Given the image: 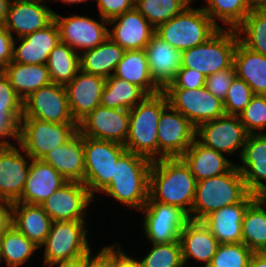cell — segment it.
I'll list each match as a JSON object with an SVG mask.
<instances>
[{
  "label": "cell",
  "mask_w": 266,
  "mask_h": 267,
  "mask_svg": "<svg viewBox=\"0 0 266 267\" xmlns=\"http://www.w3.org/2000/svg\"><path fill=\"white\" fill-rule=\"evenodd\" d=\"M88 267H112L111 264L98 252V255L89 263Z\"/></svg>",
  "instance_id": "obj_56"
},
{
  "label": "cell",
  "mask_w": 266,
  "mask_h": 267,
  "mask_svg": "<svg viewBox=\"0 0 266 267\" xmlns=\"http://www.w3.org/2000/svg\"><path fill=\"white\" fill-rule=\"evenodd\" d=\"M14 37L4 25H0V71H2L13 58Z\"/></svg>",
  "instance_id": "obj_52"
},
{
  "label": "cell",
  "mask_w": 266,
  "mask_h": 267,
  "mask_svg": "<svg viewBox=\"0 0 266 267\" xmlns=\"http://www.w3.org/2000/svg\"><path fill=\"white\" fill-rule=\"evenodd\" d=\"M21 150L20 145L0 147V200L10 204L20 200L30 169L31 157Z\"/></svg>",
  "instance_id": "obj_18"
},
{
  "label": "cell",
  "mask_w": 266,
  "mask_h": 267,
  "mask_svg": "<svg viewBox=\"0 0 266 267\" xmlns=\"http://www.w3.org/2000/svg\"><path fill=\"white\" fill-rule=\"evenodd\" d=\"M0 112H8L18 123L23 116V100L3 71H0Z\"/></svg>",
  "instance_id": "obj_46"
},
{
  "label": "cell",
  "mask_w": 266,
  "mask_h": 267,
  "mask_svg": "<svg viewBox=\"0 0 266 267\" xmlns=\"http://www.w3.org/2000/svg\"><path fill=\"white\" fill-rule=\"evenodd\" d=\"M54 13L46 2L11 0L4 26L12 36L24 37L48 26Z\"/></svg>",
  "instance_id": "obj_20"
},
{
  "label": "cell",
  "mask_w": 266,
  "mask_h": 267,
  "mask_svg": "<svg viewBox=\"0 0 266 267\" xmlns=\"http://www.w3.org/2000/svg\"><path fill=\"white\" fill-rule=\"evenodd\" d=\"M50 1H61V2H64V3H69V4H78V3H84V2H87L88 0H50Z\"/></svg>",
  "instance_id": "obj_59"
},
{
  "label": "cell",
  "mask_w": 266,
  "mask_h": 267,
  "mask_svg": "<svg viewBox=\"0 0 266 267\" xmlns=\"http://www.w3.org/2000/svg\"><path fill=\"white\" fill-rule=\"evenodd\" d=\"M151 164V160L126 150L116 162L112 181L100 194L140 211L149 196Z\"/></svg>",
  "instance_id": "obj_2"
},
{
  "label": "cell",
  "mask_w": 266,
  "mask_h": 267,
  "mask_svg": "<svg viewBox=\"0 0 266 267\" xmlns=\"http://www.w3.org/2000/svg\"><path fill=\"white\" fill-rule=\"evenodd\" d=\"M28 1H39V2H47L49 0H28Z\"/></svg>",
  "instance_id": "obj_60"
},
{
  "label": "cell",
  "mask_w": 266,
  "mask_h": 267,
  "mask_svg": "<svg viewBox=\"0 0 266 267\" xmlns=\"http://www.w3.org/2000/svg\"><path fill=\"white\" fill-rule=\"evenodd\" d=\"M196 183L189 166L181 157L152 161L148 201L179 207L190 216Z\"/></svg>",
  "instance_id": "obj_1"
},
{
  "label": "cell",
  "mask_w": 266,
  "mask_h": 267,
  "mask_svg": "<svg viewBox=\"0 0 266 267\" xmlns=\"http://www.w3.org/2000/svg\"><path fill=\"white\" fill-rule=\"evenodd\" d=\"M105 83L106 79L102 76L89 74L80 69L77 75L65 86L69 108L77 123L100 105Z\"/></svg>",
  "instance_id": "obj_22"
},
{
  "label": "cell",
  "mask_w": 266,
  "mask_h": 267,
  "mask_svg": "<svg viewBox=\"0 0 266 267\" xmlns=\"http://www.w3.org/2000/svg\"><path fill=\"white\" fill-rule=\"evenodd\" d=\"M235 77V69L234 66H232L229 69L218 71L206 77L205 87L214 96L220 98L223 101Z\"/></svg>",
  "instance_id": "obj_47"
},
{
  "label": "cell",
  "mask_w": 266,
  "mask_h": 267,
  "mask_svg": "<svg viewBox=\"0 0 266 267\" xmlns=\"http://www.w3.org/2000/svg\"><path fill=\"white\" fill-rule=\"evenodd\" d=\"M39 247L10 224L0 235V264L19 267L30 260Z\"/></svg>",
  "instance_id": "obj_36"
},
{
  "label": "cell",
  "mask_w": 266,
  "mask_h": 267,
  "mask_svg": "<svg viewBox=\"0 0 266 267\" xmlns=\"http://www.w3.org/2000/svg\"><path fill=\"white\" fill-rule=\"evenodd\" d=\"M18 129L19 123L8 112H0V147L14 145L6 138L18 141Z\"/></svg>",
  "instance_id": "obj_51"
},
{
  "label": "cell",
  "mask_w": 266,
  "mask_h": 267,
  "mask_svg": "<svg viewBox=\"0 0 266 267\" xmlns=\"http://www.w3.org/2000/svg\"><path fill=\"white\" fill-rule=\"evenodd\" d=\"M96 199L83 182L67 181L40 206L52 221H86V209Z\"/></svg>",
  "instance_id": "obj_16"
},
{
  "label": "cell",
  "mask_w": 266,
  "mask_h": 267,
  "mask_svg": "<svg viewBox=\"0 0 266 267\" xmlns=\"http://www.w3.org/2000/svg\"><path fill=\"white\" fill-rule=\"evenodd\" d=\"M169 105L183 114L196 128L225 115L223 101L205 86L198 89L165 88Z\"/></svg>",
  "instance_id": "obj_10"
},
{
  "label": "cell",
  "mask_w": 266,
  "mask_h": 267,
  "mask_svg": "<svg viewBox=\"0 0 266 267\" xmlns=\"http://www.w3.org/2000/svg\"><path fill=\"white\" fill-rule=\"evenodd\" d=\"M120 244H111L99 249V253L112 267H142L140 260L127 256Z\"/></svg>",
  "instance_id": "obj_49"
},
{
  "label": "cell",
  "mask_w": 266,
  "mask_h": 267,
  "mask_svg": "<svg viewBox=\"0 0 266 267\" xmlns=\"http://www.w3.org/2000/svg\"><path fill=\"white\" fill-rule=\"evenodd\" d=\"M11 224V204L0 200V235Z\"/></svg>",
  "instance_id": "obj_54"
},
{
  "label": "cell",
  "mask_w": 266,
  "mask_h": 267,
  "mask_svg": "<svg viewBox=\"0 0 266 267\" xmlns=\"http://www.w3.org/2000/svg\"><path fill=\"white\" fill-rule=\"evenodd\" d=\"M181 158L189 166L196 181L224 174L235 165L222 153L206 147L197 139H195Z\"/></svg>",
  "instance_id": "obj_30"
},
{
  "label": "cell",
  "mask_w": 266,
  "mask_h": 267,
  "mask_svg": "<svg viewBox=\"0 0 266 267\" xmlns=\"http://www.w3.org/2000/svg\"><path fill=\"white\" fill-rule=\"evenodd\" d=\"M57 170L66 181L84 183L85 158L83 136L77 132L66 144L48 152L42 159Z\"/></svg>",
  "instance_id": "obj_28"
},
{
  "label": "cell",
  "mask_w": 266,
  "mask_h": 267,
  "mask_svg": "<svg viewBox=\"0 0 266 267\" xmlns=\"http://www.w3.org/2000/svg\"><path fill=\"white\" fill-rule=\"evenodd\" d=\"M235 30L243 46L266 56V7H253Z\"/></svg>",
  "instance_id": "obj_39"
},
{
  "label": "cell",
  "mask_w": 266,
  "mask_h": 267,
  "mask_svg": "<svg viewBox=\"0 0 266 267\" xmlns=\"http://www.w3.org/2000/svg\"><path fill=\"white\" fill-rule=\"evenodd\" d=\"M129 124V110L99 105L78 123V132L84 137L125 145Z\"/></svg>",
  "instance_id": "obj_17"
},
{
  "label": "cell",
  "mask_w": 266,
  "mask_h": 267,
  "mask_svg": "<svg viewBox=\"0 0 266 267\" xmlns=\"http://www.w3.org/2000/svg\"><path fill=\"white\" fill-rule=\"evenodd\" d=\"M85 221H53L45 242L44 265L50 266L59 262L79 258L92 249L88 243Z\"/></svg>",
  "instance_id": "obj_8"
},
{
  "label": "cell",
  "mask_w": 266,
  "mask_h": 267,
  "mask_svg": "<svg viewBox=\"0 0 266 267\" xmlns=\"http://www.w3.org/2000/svg\"><path fill=\"white\" fill-rule=\"evenodd\" d=\"M248 267H266V252L253 253Z\"/></svg>",
  "instance_id": "obj_55"
},
{
  "label": "cell",
  "mask_w": 266,
  "mask_h": 267,
  "mask_svg": "<svg viewBox=\"0 0 266 267\" xmlns=\"http://www.w3.org/2000/svg\"><path fill=\"white\" fill-rule=\"evenodd\" d=\"M146 96L147 94L140 87L112 75L106 78L100 106L130 110Z\"/></svg>",
  "instance_id": "obj_37"
},
{
  "label": "cell",
  "mask_w": 266,
  "mask_h": 267,
  "mask_svg": "<svg viewBox=\"0 0 266 267\" xmlns=\"http://www.w3.org/2000/svg\"><path fill=\"white\" fill-rule=\"evenodd\" d=\"M78 132V123H51L21 118L18 141L31 159H42L48 152L66 144Z\"/></svg>",
  "instance_id": "obj_7"
},
{
  "label": "cell",
  "mask_w": 266,
  "mask_h": 267,
  "mask_svg": "<svg viewBox=\"0 0 266 267\" xmlns=\"http://www.w3.org/2000/svg\"><path fill=\"white\" fill-rule=\"evenodd\" d=\"M152 245L140 260L142 267H185L180 241Z\"/></svg>",
  "instance_id": "obj_42"
},
{
  "label": "cell",
  "mask_w": 266,
  "mask_h": 267,
  "mask_svg": "<svg viewBox=\"0 0 266 267\" xmlns=\"http://www.w3.org/2000/svg\"><path fill=\"white\" fill-rule=\"evenodd\" d=\"M207 6L202 7L205 13L219 27L217 20H221L228 29H236L254 7L249 0H205Z\"/></svg>",
  "instance_id": "obj_40"
},
{
  "label": "cell",
  "mask_w": 266,
  "mask_h": 267,
  "mask_svg": "<svg viewBox=\"0 0 266 267\" xmlns=\"http://www.w3.org/2000/svg\"><path fill=\"white\" fill-rule=\"evenodd\" d=\"M240 160L236 166L248 192L266 200V134H248Z\"/></svg>",
  "instance_id": "obj_19"
},
{
  "label": "cell",
  "mask_w": 266,
  "mask_h": 267,
  "mask_svg": "<svg viewBox=\"0 0 266 267\" xmlns=\"http://www.w3.org/2000/svg\"><path fill=\"white\" fill-rule=\"evenodd\" d=\"M193 0H135V9L156 29L182 12Z\"/></svg>",
  "instance_id": "obj_41"
},
{
  "label": "cell",
  "mask_w": 266,
  "mask_h": 267,
  "mask_svg": "<svg viewBox=\"0 0 266 267\" xmlns=\"http://www.w3.org/2000/svg\"><path fill=\"white\" fill-rule=\"evenodd\" d=\"M46 65L52 83L66 86L80 70V54L59 42L49 53Z\"/></svg>",
  "instance_id": "obj_38"
},
{
  "label": "cell",
  "mask_w": 266,
  "mask_h": 267,
  "mask_svg": "<svg viewBox=\"0 0 266 267\" xmlns=\"http://www.w3.org/2000/svg\"><path fill=\"white\" fill-rule=\"evenodd\" d=\"M253 96L250 86L244 80L235 77L223 100L225 114L239 116L250 104Z\"/></svg>",
  "instance_id": "obj_45"
},
{
  "label": "cell",
  "mask_w": 266,
  "mask_h": 267,
  "mask_svg": "<svg viewBox=\"0 0 266 267\" xmlns=\"http://www.w3.org/2000/svg\"><path fill=\"white\" fill-rule=\"evenodd\" d=\"M248 133L239 116L224 115L205 122L196 128V139L206 147L222 154H235L241 157ZM240 148V149H239Z\"/></svg>",
  "instance_id": "obj_14"
},
{
  "label": "cell",
  "mask_w": 266,
  "mask_h": 267,
  "mask_svg": "<svg viewBox=\"0 0 266 267\" xmlns=\"http://www.w3.org/2000/svg\"><path fill=\"white\" fill-rule=\"evenodd\" d=\"M98 255L91 253V251L79 258L73 259V260H67L64 262H59L47 267H88L89 263Z\"/></svg>",
  "instance_id": "obj_53"
},
{
  "label": "cell",
  "mask_w": 266,
  "mask_h": 267,
  "mask_svg": "<svg viewBox=\"0 0 266 267\" xmlns=\"http://www.w3.org/2000/svg\"><path fill=\"white\" fill-rule=\"evenodd\" d=\"M168 105V98L161 91L154 95H147L129 110L130 124L124 145L127 151L151 161L158 160L159 117Z\"/></svg>",
  "instance_id": "obj_3"
},
{
  "label": "cell",
  "mask_w": 266,
  "mask_h": 267,
  "mask_svg": "<svg viewBox=\"0 0 266 267\" xmlns=\"http://www.w3.org/2000/svg\"><path fill=\"white\" fill-rule=\"evenodd\" d=\"M195 139L196 127L168 105L159 117L158 160L181 157Z\"/></svg>",
  "instance_id": "obj_13"
},
{
  "label": "cell",
  "mask_w": 266,
  "mask_h": 267,
  "mask_svg": "<svg viewBox=\"0 0 266 267\" xmlns=\"http://www.w3.org/2000/svg\"><path fill=\"white\" fill-rule=\"evenodd\" d=\"M85 176L84 184L95 196L114 177L115 165L127 150L124 145L83 136Z\"/></svg>",
  "instance_id": "obj_9"
},
{
  "label": "cell",
  "mask_w": 266,
  "mask_h": 267,
  "mask_svg": "<svg viewBox=\"0 0 266 267\" xmlns=\"http://www.w3.org/2000/svg\"><path fill=\"white\" fill-rule=\"evenodd\" d=\"M179 241L185 266L191 258L207 267L219 245L209 228L202 221L196 220L187 222L180 233Z\"/></svg>",
  "instance_id": "obj_27"
},
{
  "label": "cell",
  "mask_w": 266,
  "mask_h": 267,
  "mask_svg": "<svg viewBox=\"0 0 266 267\" xmlns=\"http://www.w3.org/2000/svg\"><path fill=\"white\" fill-rule=\"evenodd\" d=\"M108 25H112L108 37L125 51L145 49L155 34V28L135 8L110 19Z\"/></svg>",
  "instance_id": "obj_21"
},
{
  "label": "cell",
  "mask_w": 266,
  "mask_h": 267,
  "mask_svg": "<svg viewBox=\"0 0 266 267\" xmlns=\"http://www.w3.org/2000/svg\"><path fill=\"white\" fill-rule=\"evenodd\" d=\"M67 181L50 164L31 159L25 186L18 202L41 205Z\"/></svg>",
  "instance_id": "obj_26"
},
{
  "label": "cell",
  "mask_w": 266,
  "mask_h": 267,
  "mask_svg": "<svg viewBox=\"0 0 266 267\" xmlns=\"http://www.w3.org/2000/svg\"><path fill=\"white\" fill-rule=\"evenodd\" d=\"M150 77L163 91L181 68L182 51L173 48L169 43L154 34L145 46Z\"/></svg>",
  "instance_id": "obj_25"
},
{
  "label": "cell",
  "mask_w": 266,
  "mask_h": 267,
  "mask_svg": "<svg viewBox=\"0 0 266 267\" xmlns=\"http://www.w3.org/2000/svg\"><path fill=\"white\" fill-rule=\"evenodd\" d=\"M2 71L22 100L52 83L46 64H21L11 61Z\"/></svg>",
  "instance_id": "obj_32"
},
{
  "label": "cell",
  "mask_w": 266,
  "mask_h": 267,
  "mask_svg": "<svg viewBox=\"0 0 266 267\" xmlns=\"http://www.w3.org/2000/svg\"><path fill=\"white\" fill-rule=\"evenodd\" d=\"M253 252L243 243L219 244L207 267H248Z\"/></svg>",
  "instance_id": "obj_43"
},
{
  "label": "cell",
  "mask_w": 266,
  "mask_h": 267,
  "mask_svg": "<svg viewBox=\"0 0 266 267\" xmlns=\"http://www.w3.org/2000/svg\"><path fill=\"white\" fill-rule=\"evenodd\" d=\"M52 222L40 205L20 202L11 204V224L39 248L45 242Z\"/></svg>",
  "instance_id": "obj_29"
},
{
  "label": "cell",
  "mask_w": 266,
  "mask_h": 267,
  "mask_svg": "<svg viewBox=\"0 0 266 267\" xmlns=\"http://www.w3.org/2000/svg\"><path fill=\"white\" fill-rule=\"evenodd\" d=\"M266 200L258 196L245 211L242 242L253 252H266Z\"/></svg>",
  "instance_id": "obj_35"
},
{
  "label": "cell",
  "mask_w": 266,
  "mask_h": 267,
  "mask_svg": "<svg viewBox=\"0 0 266 267\" xmlns=\"http://www.w3.org/2000/svg\"><path fill=\"white\" fill-rule=\"evenodd\" d=\"M239 42L235 29L220 28L201 45L182 51L181 67L201 72L205 77L233 66Z\"/></svg>",
  "instance_id": "obj_6"
},
{
  "label": "cell",
  "mask_w": 266,
  "mask_h": 267,
  "mask_svg": "<svg viewBox=\"0 0 266 267\" xmlns=\"http://www.w3.org/2000/svg\"><path fill=\"white\" fill-rule=\"evenodd\" d=\"M254 7H266V0H249Z\"/></svg>",
  "instance_id": "obj_58"
},
{
  "label": "cell",
  "mask_w": 266,
  "mask_h": 267,
  "mask_svg": "<svg viewBox=\"0 0 266 267\" xmlns=\"http://www.w3.org/2000/svg\"><path fill=\"white\" fill-rule=\"evenodd\" d=\"M206 77L199 71L181 67L166 88L198 89L205 86Z\"/></svg>",
  "instance_id": "obj_48"
},
{
  "label": "cell",
  "mask_w": 266,
  "mask_h": 267,
  "mask_svg": "<svg viewBox=\"0 0 266 267\" xmlns=\"http://www.w3.org/2000/svg\"><path fill=\"white\" fill-rule=\"evenodd\" d=\"M233 66L236 77L244 80L254 95H266V56L253 52L238 42Z\"/></svg>",
  "instance_id": "obj_31"
},
{
  "label": "cell",
  "mask_w": 266,
  "mask_h": 267,
  "mask_svg": "<svg viewBox=\"0 0 266 267\" xmlns=\"http://www.w3.org/2000/svg\"><path fill=\"white\" fill-rule=\"evenodd\" d=\"M125 50L107 37L97 47L80 54V69L83 72L109 78L114 75ZM113 72V73H112Z\"/></svg>",
  "instance_id": "obj_33"
},
{
  "label": "cell",
  "mask_w": 266,
  "mask_h": 267,
  "mask_svg": "<svg viewBox=\"0 0 266 267\" xmlns=\"http://www.w3.org/2000/svg\"><path fill=\"white\" fill-rule=\"evenodd\" d=\"M114 76L140 87L147 95H154L162 91L150 77L144 49L125 51L123 58L117 64Z\"/></svg>",
  "instance_id": "obj_34"
},
{
  "label": "cell",
  "mask_w": 266,
  "mask_h": 267,
  "mask_svg": "<svg viewBox=\"0 0 266 267\" xmlns=\"http://www.w3.org/2000/svg\"><path fill=\"white\" fill-rule=\"evenodd\" d=\"M100 21L87 16H61L54 13V20L60 32V42L67 44L77 53L93 49L108 37V20Z\"/></svg>",
  "instance_id": "obj_15"
},
{
  "label": "cell",
  "mask_w": 266,
  "mask_h": 267,
  "mask_svg": "<svg viewBox=\"0 0 266 267\" xmlns=\"http://www.w3.org/2000/svg\"><path fill=\"white\" fill-rule=\"evenodd\" d=\"M140 212L144 215V236L150 244L179 241L182 229L190 220L181 208L157 201L147 200Z\"/></svg>",
  "instance_id": "obj_11"
},
{
  "label": "cell",
  "mask_w": 266,
  "mask_h": 267,
  "mask_svg": "<svg viewBox=\"0 0 266 267\" xmlns=\"http://www.w3.org/2000/svg\"><path fill=\"white\" fill-rule=\"evenodd\" d=\"M11 0H0V25H4Z\"/></svg>",
  "instance_id": "obj_57"
},
{
  "label": "cell",
  "mask_w": 266,
  "mask_h": 267,
  "mask_svg": "<svg viewBox=\"0 0 266 267\" xmlns=\"http://www.w3.org/2000/svg\"><path fill=\"white\" fill-rule=\"evenodd\" d=\"M22 118L51 123H77L69 108L66 87L56 83L39 88L23 100Z\"/></svg>",
  "instance_id": "obj_12"
},
{
  "label": "cell",
  "mask_w": 266,
  "mask_h": 267,
  "mask_svg": "<svg viewBox=\"0 0 266 267\" xmlns=\"http://www.w3.org/2000/svg\"><path fill=\"white\" fill-rule=\"evenodd\" d=\"M249 194L236 164L226 173L197 181L190 220L202 221L210 213L240 203Z\"/></svg>",
  "instance_id": "obj_4"
},
{
  "label": "cell",
  "mask_w": 266,
  "mask_h": 267,
  "mask_svg": "<svg viewBox=\"0 0 266 267\" xmlns=\"http://www.w3.org/2000/svg\"><path fill=\"white\" fill-rule=\"evenodd\" d=\"M100 17L110 20L135 8V0H96Z\"/></svg>",
  "instance_id": "obj_50"
},
{
  "label": "cell",
  "mask_w": 266,
  "mask_h": 267,
  "mask_svg": "<svg viewBox=\"0 0 266 267\" xmlns=\"http://www.w3.org/2000/svg\"><path fill=\"white\" fill-rule=\"evenodd\" d=\"M257 197L249 193L240 203L216 210L202 220L219 244L242 242L243 217L247 207Z\"/></svg>",
  "instance_id": "obj_23"
},
{
  "label": "cell",
  "mask_w": 266,
  "mask_h": 267,
  "mask_svg": "<svg viewBox=\"0 0 266 267\" xmlns=\"http://www.w3.org/2000/svg\"><path fill=\"white\" fill-rule=\"evenodd\" d=\"M220 28L200 8L187 6L155 29V34L180 51L201 45Z\"/></svg>",
  "instance_id": "obj_5"
},
{
  "label": "cell",
  "mask_w": 266,
  "mask_h": 267,
  "mask_svg": "<svg viewBox=\"0 0 266 267\" xmlns=\"http://www.w3.org/2000/svg\"><path fill=\"white\" fill-rule=\"evenodd\" d=\"M239 118L248 134H266V95H254Z\"/></svg>",
  "instance_id": "obj_44"
},
{
  "label": "cell",
  "mask_w": 266,
  "mask_h": 267,
  "mask_svg": "<svg viewBox=\"0 0 266 267\" xmlns=\"http://www.w3.org/2000/svg\"><path fill=\"white\" fill-rule=\"evenodd\" d=\"M59 42V28L53 20L43 29L14 39L12 61L21 64H46L49 53Z\"/></svg>",
  "instance_id": "obj_24"
}]
</instances>
